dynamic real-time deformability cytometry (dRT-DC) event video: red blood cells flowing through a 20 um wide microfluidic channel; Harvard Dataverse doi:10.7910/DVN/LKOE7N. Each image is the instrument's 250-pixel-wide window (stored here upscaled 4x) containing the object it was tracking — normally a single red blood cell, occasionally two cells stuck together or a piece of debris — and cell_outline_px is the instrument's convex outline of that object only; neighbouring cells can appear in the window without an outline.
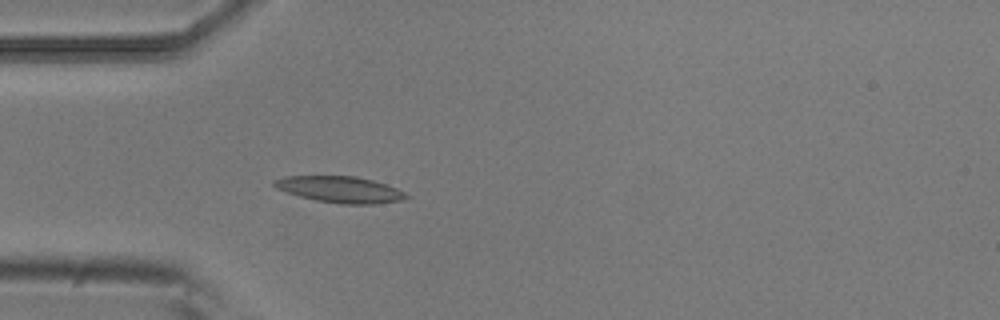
{"species": "common noctule bat (a hibernating species)", "species_latin": "Nyctalus noctula", "temperature_condition": "room temperature", "stored_images_in_passage": 4, "camera_frame_rate_fps": 3000, "um_per_image_px": 0.085, "animal": {"sex": "male", "body_mass_g": 20.5, "forearm_length_mm": 52.5}, "frame": {"image": 1, "passage_image": 4, "time_ms": 1.0, "image_size_px": [1000, 320], "cell_outline_px": [[412, 196], [400, 200], [376, 204], [344, 204], [316, 200], [300, 196], [276, 188], [272, 184], [272, 180], [284, 176], [356, 176], [372, 180], [396, 188]], "centroid_in_image_um": [28.9, 16.1], "position_along_channel_um": 56.1, "area_um2": 20.11}}